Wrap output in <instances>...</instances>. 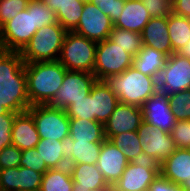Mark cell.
Listing matches in <instances>:
<instances>
[{"label": "cell", "instance_id": "cell-1", "mask_svg": "<svg viewBox=\"0 0 190 191\" xmlns=\"http://www.w3.org/2000/svg\"><path fill=\"white\" fill-rule=\"evenodd\" d=\"M27 95L31 106L47 105L61 88L67 69L58 61L25 64Z\"/></svg>", "mask_w": 190, "mask_h": 191}, {"label": "cell", "instance_id": "cell-2", "mask_svg": "<svg viewBox=\"0 0 190 191\" xmlns=\"http://www.w3.org/2000/svg\"><path fill=\"white\" fill-rule=\"evenodd\" d=\"M106 83L118 97L119 103L142 107L158 90L154 77L139 72L133 66L118 75L109 76Z\"/></svg>", "mask_w": 190, "mask_h": 191}, {"label": "cell", "instance_id": "cell-3", "mask_svg": "<svg viewBox=\"0 0 190 191\" xmlns=\"http://www.w3.org/2000/svg\"><path fill=\"white\" fill-rule=\"evenodd\" d=\"M66 33L58 22L38 29L20 51L24 63L58 60Z\"/></svg>", "mask_w": 190, "mask_h": 191}, {"label": "cell", "instance_id": "cell-4", "mask_svg": "<svg viewBox=\"0 0 190 191\" xmlns=\"http://www.w3.org/2000/svg\"><path fill=\"white\" fill-rule=\"evenodd\" d=\"M97 42L74 31H67L58 61L68 71H85L93 74Z\"/></svg>", "mask_w": 190, "mask_h": 191}, {"label": "cell", "instance_id": "cell-5", "mask_svg": "<svg viewBox=\"0 0 190 191\" xmlns=\"http://www.w3.org/2000/svg\"><path fill=\"white\" fill-rule=\"evenodd\" d=\"M34 0L1 27L0 50L20 52L36 34Z\"/></svg>", "mask_w": 190, "mask_h": 191}, {"label": "cell", "instance_id": "cell-6", "mask_svg": "<svg viewBox=\"0 0 190 191\" xmlns=\"http://www.w3.org/2000/svg\"><path fill=\"white\" fill-rule=\"evenodd\" d=\"M132 63L133 56L107 38L97 43L93 74L97 80H106L132 67Z\"/></svg>", "mask_w": 190, "mask_h": 191}, {"label": "cell", "instance_id": "cell-7", "mask_svg": "<svg viewBox=\"0 0 190 191\" xmlns=\"http://www.w3.org/2000/svg\"><path fill=\"white\" fill-rule=\"evenodd\" d=\"M96 80L92 73L67 70L61 88L47 105L66 110L75 101L87 97Z\"/></svg>", "mask_w": 190, "mask_h": 191}, {"label": "cell", "instance_id": "cell-8", "mask_svg": "<svg viewBox=\"0 0 190 191\" xmlns=\"http://www.w3.org/2000/svg\"><path fill=\"white\" fill-rule=\"evenodd\" d=\"M27 111L34 119L40 139L62 141L69 135V117L66 110L48 105H33Z\"/></svg>", "mask_w": 190, "mask_h": 191}, {"label": "cell", "instance_id": "cell-9", "mask_svg": "<svg viewBox=\"0 0 190 191\" xmlns=\"http://www.w3.org/2000/svg\"><path fill=\"white\" fill-rule=\"evenodd\" d=\"M137 133L143 148L144 160L160 165L177 149L170 133L155 128L145 121L141 123Z\"/></svg>", "mask_w": 190, "mask_h": 191}, {"label": "cell", "instance_id": "cell-10", "mask_svg": "<svg viewBox=\"0 0 190 191\" xmlns=\"http://www.w3.org/2000/svg\"><path fill=\"white\" fill-rule=\"evenodd\" d=\"M0 136L22 151L35 148L40 141L34 119L28 111L11 114Z\"/></svg>", "mask_w": 190, "mask_h": 191}, {"label": "cell", "instance_id": "cell-11", "mask_svg": "<svg viewBox=\"0 0 190 191\" xmlns=\"http://www.w3.org/2000/svg\"><path fill=\"white\" fill-rule=\"evenodd\" d=\"M157 82L158 90L168 96L190 89V59L178 53L168 56Z\"/></svg>", "mask_w": 190, "mask_h": 191}, {"label": "cell", "instance_id": "cell-12", "mask_svg": "<svg viewBox=\"0 0 190 191\" xmlns=\"http://www.w3.org/2000/svg\"><path fill=\"white\" fill-rule=\"evenodd\" d=\"M160 174V165L143 160L129 162L120 179L112 185L113 191H148Z\"/></svg>", "mask_w": 190, "mask_h": 191}, {"label": "cell", "instance_id": "cell-13", "mask_svg": "<svg viewBox=\"0 0 190 191\" xmlns=\"http://www.w3.org/2000/svg\"><path fill=\"white\" fill-rule=\"evenodd\" d=\"M112 28L110 18L86 0L78 26L73 31L98 43L109 38Z\"/></svg>", "mask_w": 190, "mask_h": 191}, {"label": "cell", "instance_id": "cell-14", "mask_svg": "<svg viewBox=\"0 0 190 191\" xmlns=\"http://www.w3.org/2000/svg\"><path fill=\"white\" fill-rule=\"evenodd\" d=\"M141 108L143 111V121L153 125L155 128L171 133L177 120L172 113L167 94L157 90L144 102Z\"/></svg>", "mask_w": 190, "mask_h": 191}, {"label": "cell", "instance_id": "cell-15", "mask_svg": "<svg viewBox=\"0 0 190 191\" xmlns=\"http://www.w3.org/2000/svg\"><path fill=\"white\" fill-rule=\"evenodd\" d=\"M142 122L141 107L119 103L104 124L105 138L109 140L112 136L123 132L137 131Z\"/></svg>", "mask_w": 190, "mask_h": 191}, {"label": "cell", "instance_id": "cell-16", "mask_svg": "<svg viewBox=\"0 0 190 191\" xmlns=\"http://www.w3.org/2000/svg\"><path fill=\"white\" fill-rule=\"evenodd\" d=\"M1 105L11 114L22 113L30 107L27 95L25 67L15 76V80H8L0 88Z\"/></svg>", "mask_w": 190, "mask_h": 191}, {"label": "cell", "instance_id": "cell-17", "mask_svg": "<svg viewBox=\"0 0 190 191\" xmlns=\"http://www.w3.org/2000/svg\"><path fill=\"white\" fill-rule=\"evenodd\" d=\"M42 173L27 167L0 170V191H39Z\"/></svg>", "mask_w": 190, "mask_h": 191}, {"label": "cell", "instance_id": "cell-18", "mask_svg": "<svg viewBox=\"0 0 190 191\" xmlns=\"http://www.w3.org/2000/svg\"><path fill=\"white\" fill-rule=\"evenodd\" d=\"M128 163L129 161L123 151L117 148L110 140L105 139L102 142L96 165L110 186L120 179Z\"/></svg>", "mask_w": 190, "mask_h": 191}, {"label": "cell", "instance_id": "cell-19", "mask_svg": "<svg viewBox=\"0 0 190 191\" xmlns=\"http://www.w3.org/2000/svg\"><path fill=\"white\" fill-rule=\"evenodd\" d=\"M102 142H83L73 140L67 135L62 140V152L68 166L71 164H97Z\"/></svg>", "mask_w": 190, "mask_h": 191}, {"label": "cell", "instance_id": "cell-20", "mask_svg": "<svg viewBox=\"0 0 190 191\" xmlns=\"http://www.w3.org/2000/svg\"><path fill=\"white\" fill-rule=\"evenodd\" d=\"M69 169L73 179V191H96L112 188L96 164H71Z\"/></svg>", "mask_w": 190, "mask_h": 191}, {"label": "cell", "instance_id": "cell-21", "mask_svg": "<svg viewBox=\"0 0 190 191\" xmlns=\"http://www.w3.org/2000/svg\"><path fill=\"white\" fill-rule=\"evenodd\" d=\"M89 94L93 98V120L104 125L119 104L118 97L105 80H96Z\"/></svg>", "mask_w": 190, "mask_h": 191}, {"label": "cell", "instance_id": "cell-22", "mask_svg": "<svg viewBox=\"0 0 190 191\" xmlns=\"http://www.w3.org/2000/svg\"><path fill=\"white\" fill-rule=\"evenodd\" d=\"M143 45L163 52L167 56L174 53L168 32V16L151 18L141 32Z\"/></svg>", "mask_w": 190, "mask_h": 191}, {"label": "cell", "instance_id": "cell-23", "mask_svg": "<svg viewBox=\"0 0 190 191\" xmlns=\"http://www.w3.org/2000/svg\"><path fill=\"white\" fill-rule=\"evenodd\" d=\"M160 174L177 185L190 179V149L177 148L160 164Z\"/></svg>", "mask_w": 190, "mask_h": 191}, {"label": "cell", "instance_id": "cell-24", "mask_svg": "<svg viewBox=\"0 0 190 191\" xmlns=\"http://www.w3.org/2000/svg\"><path fill=\"white\" fill-rule=\"evenodd\" d=\"M55 14L57 22L73 31L80 21L86 0H42Z\"/></svg>", "mask_w": 190, "mask_h": 191}, {"label": "cell", "instance_id": "cell-25", "mask_svg": "<svg viewBox=\"0 0 190 191\" xmlns=\"http://www.w3.org/2000/svg\"><path fill=\"white\" fill-rule=\"evenodd\" d=\"M150 19L151 16L142 0H130L125 2L122 14L113 26L141 34Z\"/></svg>", "mask_w": 190, "mask_h": 191}, {"label": "cell", "instance_id": "cell-26", "mask_svg": "<svg viewBox=\"0 0 190 191\" xmlns=\"http://www.w3.org/2000/svg\"><path fill=\"white\" fill-rule=\"evenodd\" d=\"M167 57L163 52L143 45L138 54L133 57L132 66L139 72L158 79Z\"/></svg>", "mask_w": 190, "mask_h": 191}, {"label": "cell", "instance_id": "cell-27", "mask_svg": "<svg viewBox=\"0 0 190 191\" xmlns=\"http://www.w3.org/2000/svg\"><path fill=\"white\" fill-rule=\"evenodd\" d=\"M69 135L73 140L83 142H103L104 125L96 120L69 118Z\"/></svg>", "mask_w": 190, "mask_h": 191}, {"label": "cell", "instance_id": "cell-28", "mask_svg": "<svg viewBox=\"0 0 190 191\" xmlns=\"http://www.w3.org/2000/svg\"><path fill=\"white\" fill-rule=\"evenodd\" d=\"M73 179L69 166L48 169L42 175L39 191H73Z\"/></svg>", "mask_w": 190, "mask_h": 191}, {"label": "cell", "instance_id": "cell-29", "mask_svg": "<svg viewBox=\"0 0 190 191\" xmlns=\"http://www.w3.org/2000/svg\"><path fill=\"white\" fill-rule=\"evenodd\" d=\"M168 32L172 49L177 53L190 40V18L172 12L168 15Z\"/></svg>", "mask_w": 190, "mask_h": 191}, {"label": "cell", "instance_id": "cell-30", "mask_svg": "<svg viewBox=\"0 0 190 191\" xmlns=\"http://www.w3.org/2000/svg\"><path fill=\"white\" fill-rule=\"evenodd\" d=\"M117 148L123 151L129 162L143 161V148L137 131L123 132L109 139Z\"/></svg>", "mask_w": 190, "mask_h": 191}, {"label": "cell", "instance_id": "cell-31", "mask_svg": "<svg viewBox=\"0 0 190 191\" xmlns=\"http://www.w3.org/2000/svg\"><path fill=\"white\" fill-rule=\"evenodd\" d=\"M35 149L39 152L40 157L45 161L49 169L63 168L68 166L62 152V141L55 139H40Z\"/></svg>", "mask_w": 190, "mask_h": 191}, {"label": "cell", "instance_id": "cell-32", "mask_svg": "<svg viewBox=\"0 0 190 191\" xmlns=\"http://www.w3.org/2000/svg\"><path fill=\"white\" fill-rule=\"evenodd\" d=\"M24 67L20 52L0 50V88L8 80H15V76Z\"/></svg>", "mask_w": 190, "mask_h": 191}, {"label": "cell", "instance_id": "cell-33", "mask_svg": "<svg viewBox=\"0 0 190 191\" xmlns=\"http://www.w3.org/2000/svg\"><path fill=\"white\" fill-rule=\"evenodd\" d=\"M109 39L135 57L143 47L140 33L128 31L119 27L112 28Z\"/></svg>", "mask_w": 190, "mask_h": 191}, {"label": "cell", "instance_id": "cell-34", "mask_svg": "<svg viewBox=\"0 0 190 191\" xmlns=\"http://www.w3.org/2000/svg\"><path fill=\"white\" fill-rule=\"evenodd\" d=\"M169 103L177 121L190 120V89L169 95Z\"/></svg>", "mask_w": 190, "mask_h": 191}, {"label": "cell", "instance_id": "cell-35", "mask_svg": "<svg viewBox=\"0 0 190 191\" xmlns=\"http://www.w3.org/2000/svg\"><path fill=\"white\" fill-rule=\"evenodd\" d=\"M22 150L0 136V170L20 166Z\"/></svg>", "mask_w": 190, "mask_h": 191}, {"label": "cell", "instance_id": "cell-36", "mask_svg": "<svg viewBox=\"0 0 190 191\" xmlns=\"http://www.w3.org/2000/svg\"><path fill=\"white\" fill-rule=\"evenodd\" d=\"M69 118H80L93 120V98L89 94L87 97L75 101L66 109Z\"/></svg>", "mask_w": 190, "mask_h": 191}, {"label": "cell", "instance_id": "cell-37", "mask_svg": "<svg viewBox=\"0 0 190 191\" xmlns=\"http://www.w3.org/2000/svg\"><path fill=\"white\" fill-rule=\"evenodd\" d=\"M30 0H0V26L27 9Z\"/></svg>", "mask_w": 190, "mask_h": 191}, {"label": "cell", "instance_id": "cell-38", "mask_svg": "<svg viewBox=\"0 0 190 191\" xmlns=\"http://www.w3.org/2000/svg\"><path fill=\"white\" fill-rule=\"evenodd\" d=\"M34 19L37 29L57 22L56 14L42 0H34Z\"/></svg>", "mask_w": 190, "mask_h": 191}, {"label": "cell", "instance_id": "cell-39", "mask_svg": "<svg viewBox=\"0 0 190 191\" xmlns=\"http://www.w3.org/2000/svg\"><path fill=\"white\" fill-rule=\"evenodd\" d=\"M107 15L114 24L121 16L125 2L121 0H88Z\"/></svg>", "mask_w": 190, "mask_h": 191}, {"label": "cell", "instance_id": "cell-40", "mask_svg": "<svg viewBox=\"0 0 190 191\" xmlns=\"http://www.w3.org/2000/svg\"><path fill=\"white\" fill-rule=\"evenodd\" d=\"M170 134L177 148L190 149V120L177 121Z\"/></svg>", "mask_w": 190, "mask_h": 191}, {"label": "cell", "instance_id": "cell-41", "mask_svg": "<svg viewBox=\"0 0 190 191\" xmlns=\"http://www.w3.org/2000/svg\"><path fill=\"white\" fill-rule=\"evenodd\" d=\"M20 166L30 168L42 174L49 169L35 148L22 151Z\"/></svg>", "mask_w": 190, "mask_h": 191}, {"label": "cell", "instance_id": "cell-42", "mask_svg": "<svg viewBox=\"0 0 190 191\" xmlns=\"http://www.w3.org/2000/svg\"><path fill=\"white\" fill-rule=\"evenodd\" d=\"M151 18H162L172 13L171 0H142Z\"/></svg>", "mask_w": 190, "mask_h": 191}, {"label": "cell", "instance_id": "cell-43", "mask_svg": "<svg viewBox=\"0 0 190 191\" xmlns=\"http://www.w3.org/2000/svg\"><path fill=\"white\" fill-rule=\"evenodd\" d=\"M148 191H184L181 185H177L159 174L150 184Z\"/></svg>", "mask_w": 190, "mask_h": 191}, {"label": "cell", "instance_id": "cell-44", "mask_svg": "<svg viewBox=\"0 0 190 191\" xmlns=\"http://www.w3.org/2000/svg\"><path fill=\"white\" fill-rule=\"evenodd\" d=\"M172 12L190 18V0H174L172 2Z\"/></svg>", "mask_w": 190, "mask_h": 191}, {"label": "cell", "instance_id": "cell-45", "mask_svg": "<svg viewBox=\"0 0 190 191\" xmlns=\"http://www.w3.org/2000/svg\"><path fill=\"white\" fill-rule=\"evenodd\" d=\"M11 113L1 105L0 99V131L5 127V124L10 119Z\"/></svg>", "mask_w": 190, "mask_h": 191}, {"label": "cell", "instance_id": "cell-46", "mask_svg": "<svg viewBox=\"0 0 190 191\" xmlns=\"http://www.w3.org/2000/svg\"><path fill=\"white\" fill-rule=\"evenodd\" d=\"M179 55L190 59V40L189 42L177 52Z\"/></svg>", "mask_w": 190, "mask_h": 191}, {"label": "cell", "instance_id": "cell-47", "mask_svg": "<svg viewBox=\"0 0 190 191\" xmlns=\"http://www.w3.org/2000/svg\"><path fill=\"white\" fill-rule=\"evenodd\" d=\"M181 187L184 191H190V179H187L181 184Z\"/></svg>", "mask_w": 190, "mask_h": 191}, {"label": "cell", "instance_id": "cell-48", "mask_svg": "<svg viewBox=\"0 0 190 191\" xmlns=\"http://www.w3.org/2000/svg\"><path fill=\"white\" fill-rule=\"evenodd\" d=\"M96 191H113V189L112 188H104V189H99Z\"/></svg>", "mask_w": 190, "mask_h": 191}]
</instances>
